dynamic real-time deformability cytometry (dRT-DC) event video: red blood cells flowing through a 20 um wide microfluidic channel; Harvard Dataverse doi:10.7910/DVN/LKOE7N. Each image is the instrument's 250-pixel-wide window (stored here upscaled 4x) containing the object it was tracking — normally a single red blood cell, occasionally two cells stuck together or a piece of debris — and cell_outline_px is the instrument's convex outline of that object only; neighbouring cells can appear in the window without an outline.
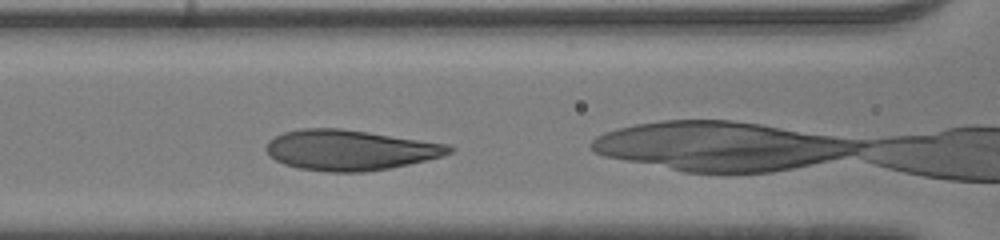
{"species": "human", "species_latin": "Homo sapiens", "temperature_condition": "room temperature", "stored_images_in_passage": 21, "camera_frame_rate_fps": 3000, "um_per_image_px": 0.085, "donor": {"sex": "male"}, "frame": {"image": 1, "passage_image": 4, "time_ms": 1.0, "image_size_px": [1000, 240], "cell_outline_px": [[456, 148], [452, 152], [440, 156], [408, 164], [388, 168], [364, 172], [328, 172], [300, 168], [284, 164], [268, 156], [264, 148], [268, 140], [284, 132], [300, 128], [340, 128], [368, 132], [448, 144]], "centroid_in_image_um": [29.69, 12.75], "position_along_channel_um": 136.9, "area_um2": 42.95}}